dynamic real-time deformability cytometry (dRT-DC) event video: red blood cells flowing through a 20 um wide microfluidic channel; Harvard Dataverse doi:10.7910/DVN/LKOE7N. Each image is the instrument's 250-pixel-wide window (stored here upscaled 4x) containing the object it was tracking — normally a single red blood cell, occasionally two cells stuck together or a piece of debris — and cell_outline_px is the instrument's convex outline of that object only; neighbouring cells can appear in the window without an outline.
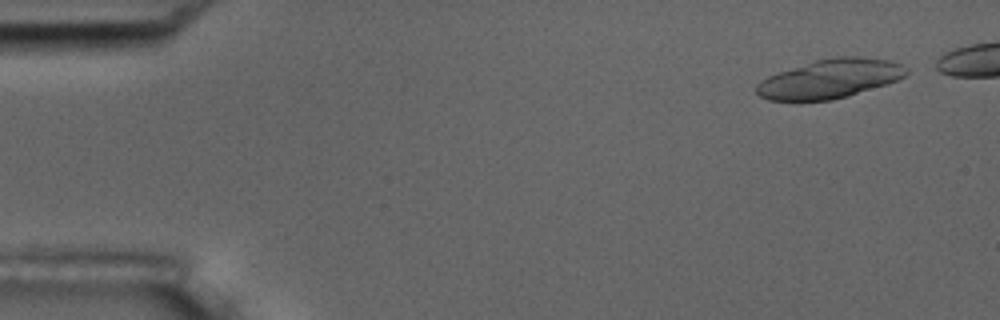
{"species": "common noctule bat (a hibernating species)", "species_latin": "Nyctalus noctula", "temperature_condition": "room temperature", "stored_images_in_passage": 5, "camera_frame_rate_fps": 3000, "um_per_image_px": 0.085, "animal": {"sex": "male", "body_mass_g": 17.5, "forearm_length_mm": 52.3}, "frame": {"image": 1, "passage_image": 1, "time_ms": 0.0, "image_size_px": [1000, 320], "cell_outline_px": [[908, 72], [904, 76], [888, 84], [848, 96], [832, 100], [768, 100], [760, 96], [756, 92], [756, 84], [760, 80], [768, 76], [816, 60], [836, 56], [860, 56], [888, 60], [900, 64], [908, 68]], "centroid_in_image_um": [70.57, 6.69], "position_along_channel_um": 14.4, "area_um2": 33.87}}